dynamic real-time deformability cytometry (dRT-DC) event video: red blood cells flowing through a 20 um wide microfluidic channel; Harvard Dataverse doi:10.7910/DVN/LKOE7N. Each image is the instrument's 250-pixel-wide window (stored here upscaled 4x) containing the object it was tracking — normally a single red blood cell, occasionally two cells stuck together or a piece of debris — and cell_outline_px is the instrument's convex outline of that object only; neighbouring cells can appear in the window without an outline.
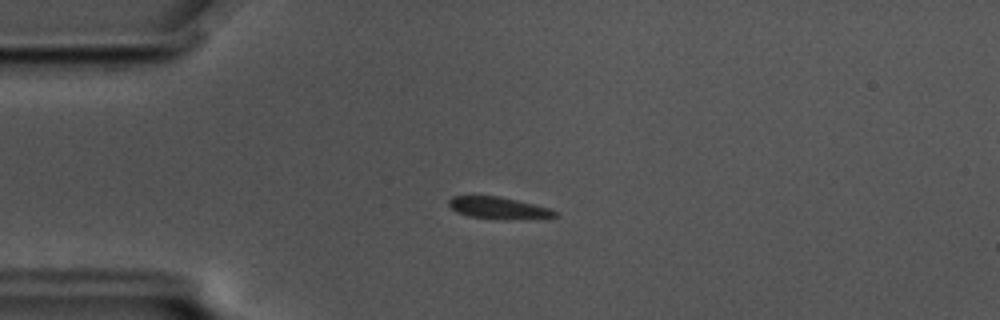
{"species": "common noctule bat (a hibernating species)", "species_latin": "Nyctalus noctula", "temperature_condition": "cold", "stored_images_in_passage": 48, "camera_frame_rate_fps": 3000, "um_per_image_px": 0.085, "animal": {"sex": "male", "body_mass_g": 17.5, "forearm_length_mm": 52.3}, "frame": {"image": 1, "passage_image": 4, "time_ms": 1.0, "image_size_px": [1000, 320], "cell_outline_px": [[560, 216], [468, 216], [456, 212], [448, 204], [448, 200], [452, 196], [500, 196], [536, 204], [560, 212]], "centroid_in_image_um": [42.29, 17.59], "position_along_channel_um": 42.7, "area_um2": 12.37}}
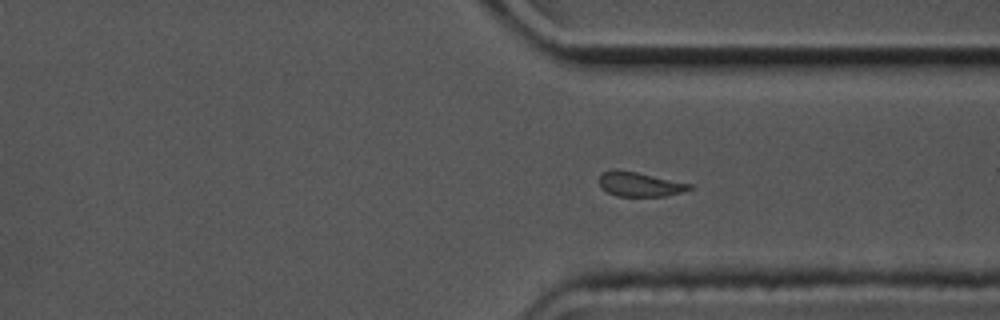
{"frame": {"image": 2, "passage_image": 33, "time_ms": 10.667, "image_size_px": [1000, 320], "cell_outline_px": [[692, 188], [684, 192], [664, 196], [616, 196], [600, 188], [600, 176], [604, 172], [612, 168], [616, 168], [636, 172], [692, 184]], "centroid_in_image_um": [54.36, 15.66], "position_along_channel_um": 357.0, "area_um2": 12.89}}
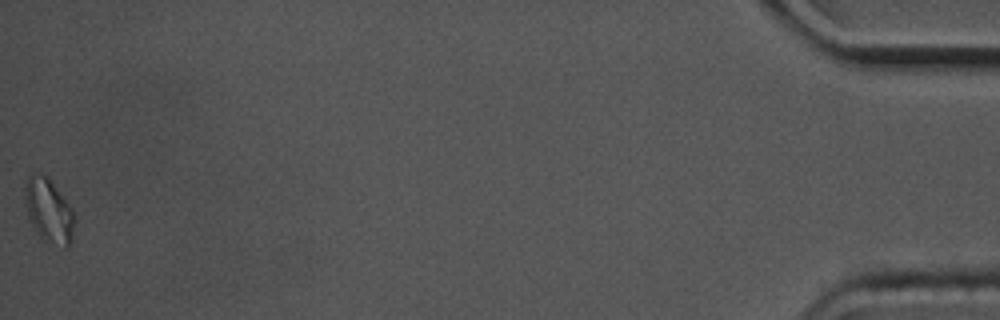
{"frame": {"image": 3, "passage_image": 48, "time_ms": 15.667, "image_size_px": [1000, 320], "cell_outline_px": [[76, 220], [72, 240], [68, 248], [64, 248], [44, 240], [32, 228], [28, 220], [24, 200], [24, 184], [28, 176], [32, 172], [36, 172], [48, 176], [72, 208], [76, 216]], "centroid_in_image_um": [4.14, 17.9], "position_along_channel_um": 431.1, "area_um2": 19.25}, "authors_computed_cell_mechanics": {"area_um2": 14.1321, "velocity_mm_per_s": 3.4653, "shape_relaxation_time_tau1_ms": 2.661, "shape_relaxation_time_tau2_ms": null, "deformation_change_tau1": 0.1029, "deformation_change_tau2": null}}